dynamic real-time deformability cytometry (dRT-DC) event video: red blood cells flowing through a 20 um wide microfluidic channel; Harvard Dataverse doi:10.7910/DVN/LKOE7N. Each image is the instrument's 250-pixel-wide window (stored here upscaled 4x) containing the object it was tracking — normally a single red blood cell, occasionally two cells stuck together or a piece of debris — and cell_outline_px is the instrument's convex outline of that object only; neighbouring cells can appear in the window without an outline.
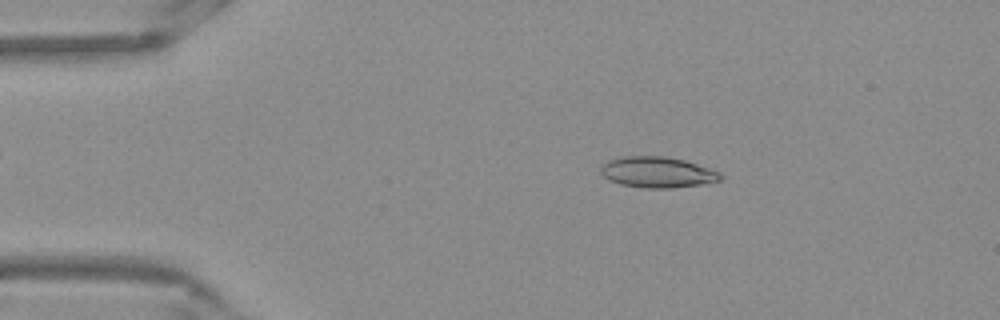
{"species": "Egyptian fruit bat (a non-hibernating species)", "species_latin": "Rousettus aegyptiacus", "temperature_condition": "warm", "stored_images_in_passage": 52, "camera_frame_rate_fps": 3000, "um_per_image_px": 0.085, "frame": {"image": 1, "passage_image": 9, "time_ms": 2.667, "image_size_px": [1000, 320], "cell_outline_px": [[724, 176], [720, 180], [700, 184], [672, 188], [644, 188], [620, 184], [608, 180], [600, 172], [600, 168], [608, 160], [624, 156], [664, 156], [684, 160], [720, 172]], "centroid_in_image_um": [55.86, 14.64], "position_along_channel_um": 29.1, "area_um2": 21.44}}
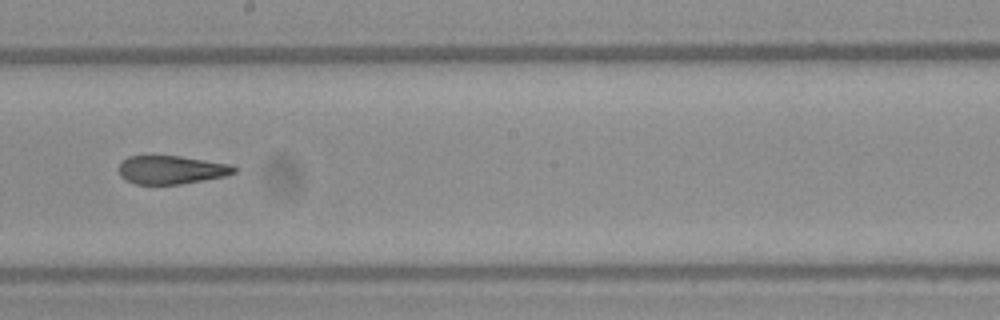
{"frame": {"image": 2, "passage_image": 29, "time_ms": 9.333, "image_size_px": [1000, 320], "cell_outline_px": [[236, 172], [224, 176], [204, 180], [180, 184], [136, 184], [124, 180], [120, 176], [116, 168], [128, 156], [180, 156], [232, 164], [236, 168]], "centroid_in_image_um": [14.54, 14.43], "position_along_channel_um": 233.7, "area_um2": 19.19}}
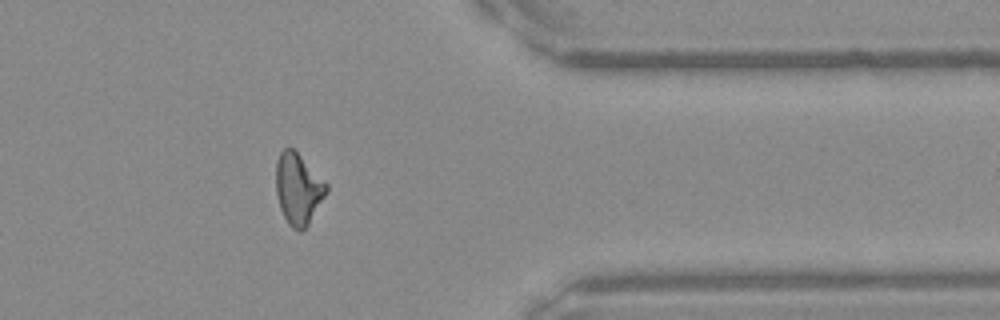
{"frame": {"image": 3, "passage_image": 42, "time_ms": 13.667, "image_size_px": [1000, 320], "cell_outline_px": [[328, 192], [308, 224], [300, 232], [292, 228], [288, 224], [280, 208], [276, 192], [276, 160], [280, 152], [284, 148], [292, 148], [328, 184]], "centroid_in_image_um": [25.34, 16.06], "position_along_channel_um": 386.1, "area_um2": 20.75}, "authors_computed_cell_mechanics": {"area_um2": 20.5768, "velocity_mm_per_s": 3.8865, "shape_relaxation_time_tau1_ms": null, "shape_relaxation_time_tau2_ms": 1.2672, "deformation_change_tau1": null, "deformation_change_tau2": 0.0936}}